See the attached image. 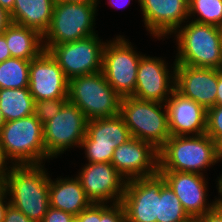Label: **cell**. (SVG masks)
<instances>
[{"label": "cell", "mask_w": 222, "mask_h": 222, "mask_svg": "<svg viewBox=\"0 0 222 222\" xmlns=\"http://www.w3.org/2000/svg\"><path fill=\"white\" fill-rule=\"evenodd\" d=\"M165 183L159 171L151 176L127 180L121 201L126 222H156L160 190Z\"/></svg>", "instance_id": "7c38bea8"}, {"label": "cell", "mask_w": 222, "mask_h": 222, "mask_svg": "<svg viewBox=\"0 0 222 222\" xmlns=\"http://www.w3.org/2000/svg\"><path fill=\"white\" fill-rule=\"evenodd\" d=\"M12 58L4 34H0V63Z\"/></svg>", "instance_id": "d590c367"}, {"label": "cell", "mask_w": 222, "mask_h": 222, "mask_svg": "<svg viewBox=\"0 0 222 222\" xmlns=\"http://www.w3.org/2000/svg\"><path fill=\"white\" fill-rule=\"evenodd\" d=\"M68 87L69 79L48 51L30 61L28 88L34 101L68 99Z\"/></svg>", "instance_id": "9a60e30c"}, {"label": "cell", "mask_w": 222, "mask_h": 222, "mask_svg": "<svg viewBox=\"0 0 222 222\" xmlns=\"http://www.w3.org/2000/svg\"><path fill=\"white\" fill-rule=\"evenodd\" d=\"M15 0H0V6L7 12L11 13L14 7Z\"/></svg>", "instance_id": "7bdbcfd3"}, {"label": "cell", "mask_w": 222, "mask_h": 222, "mask_svg": "<svg viewBox=\"0 0 222 222\" xmlns=\"http://www.w3.org/2000/svg\"><path fill=\"white\" fill-rule=\"evenodd\" d=\"M111 164L126 180L151 176L158 172V150L131 137L114 150Z\"/></svg>", "instance_id": "ac0fdd59"}, {"label": "cell", "mask_w": 222, "mask_h": 222, "mask_svg": "<svg viewBox=\"0 0 222 222\" xmlns=\"http://www.w3.org/2000/svg\"><path fill=\"white\" fill-rule=\"evenodd\" d=\"M177 53L176 64L197 68H222V28L186 21L174 33Z\"/></svg>", "instance_id": "7a4b0ae2"}, {"label": "cell", "mask_w": 222, "mask_h": 222, "mask_svg": "<svg viewBox=\"0 0 222 222\" xmlns=\"http://www.w3.org/2000/svg\"><path fill=\"white\" fill-rule=\"evenodd\" d=\"M85 114L67 101L56 116L43 124L46 160L57 158L69 148L80 147L87 130Z\"/></svg>", "instance_id": "9c48e42d"}, {"label": "cell", "mask_w": 222, "mask_h": 222, "mask_svg": "<svg viewBox=\"0 0 222 222\" xmlns=\"http://www.w3.org/2000/svg\"><path fill=\"white\" fill-rule=\"evenodd\" d=\"M159 172L178 197L189 217L197 219L216 207L215 200L208 202V193H206L209 191L208 182L204 175L181 171Z\"/></svg>", "instance_id": "e0dca14e"}, {"label": "cell", "mask_w": 222, "mask_h": 222, "mask_svg": "<svg viewBox=\"0 0 222 222\" xmlns=\"http://www.w3.org/2000/svg\"><path fill=\"white\" fill-rule=\"evenodd\" d=\"M120 115L131 137L150 143L158 151L171 136L165 103L144 101L132 96L122 97Z\"/></svg>", "instance_id": "5b68a950"}, {"label": "cell", "mask_w": 222, "mask_h": 222, "mask_svg": "<svg viewBox=\"0 0 222 222\" xmlns=\"http://www.w3.org/2000/svg\"><path fill=\"white\" fill-rule=\"evenodd\" d=\"M168 127L171 136L206 133L207 110L174 90L166 101Z\"/></svg>", "instance_id": "ffe728a7"}, {"label": "cell", "mask_w": 222, "mask_h": 222, "mask_svg": "<svg viewBox=\"0 0 222 222\" xmlns=\"http://www.w3.org/2000/svg\"><path fill=\"white\" fill-rule=\"evenodd\" d=\"M131 138L123 117L89 120L80 148L89 163H111L114 150Z\"/></svg>", "instance_id": "8fae6325"}, {"label": "cell", "mask_w": 222, "mask_h": 222, "mask_svg": "<svg viewBox=\"0 0 222 222\" xmlns=\"http://www.w3.org/2000/svg\"><path fill=\"white\" fill-rule=\"evenodd\" d=\"M44 165H10L6 176L10 204L34 222H41L50 207V174Z\"/></svg>", "instance_id": "6da1fadb"}, {"label": "cell", "mask_w": 222, "mask_h": 222, "mask_svg": "<svg viewBox=\"0 0 222 222\" xmlns=\"http://www.w3.org/2000/svg\"><path fill=\"white\" fill-rule=\"evenodd\" d=\"M215 155L219 162L222 161V135L214 140Z\"/></svg>", "instance_id": "ab89813d"}, {"label": "cell", "mask_w": 222, "mask_h": 222, "mask_svg": "<svg viewBox=\"0 0 222 222\" xmlns=\"http://www.w3.org/2000/svg\"><path fill=\"white\" fill-rule=\"evenodd\" d=\"M206 134L213 141L222 135V105H215L207 110Z\"/></svg>", "instance_id": "f1b7e54d"}, {"label": "cell", "mask_w": 222, "mask_h": 222, "mask_svg": "<svg viewBox=\"0 0 222 222\" xmlns=\"http://www.w3.org/2000/svg\"><path fill=\"white\" fill-rule=\"evenodd\" d=\"M189 218L174 191L165 183L160 190L156 222H183Z\"/></svg>", "instance_id": "484cf974"}, {"label": "cell", "mask_w": 222, "mask_h": 222, "mask_svg": "<svg viewBox=\"0 0 222 222\" xmlns=\"http://www.w3.org/2000/svg\"><path fill=\"white\" fill-rule=\"evenodd\" d=\"M218 69L176 64L175 90L208 110L216 105Z\"/></svg>", "instance_id": "d6986e66"}, {"label": "cell", "mask_w": 222, "mask_h": 222, "mask_svg": "<svg viewBox=\"0 0 222 222\" xmlns=\"http://www.w3.org/2000/svg\"><path fill=\"white\" fill-rule=\"evenodd\" d=\"M183 222H197L195 218H189L188 220H185Z\"/></svg>", "instance_id": "7dc6e473"}, {"label": "cell", "mask_w": 222, "mask_h": 222, "mask_svg": "<svg viewBox=\"0 0 222 222\" xmlns=\"http://www.w3.org/2000/svg\"><path fill=\"white\" fill-rule=\"evenodd\" d=\"M129 39L121 35L106 42L103 50L102 73L107 83L121 96H131L136 86L141 52H136Z\"/></svg>", "instance_id": "ba28073f"}, {"label": "cell", "mask_w": 222, "mask_h": 222, "mask_svg": "<svg viewBox=\"0 0 222 222\" xmlns=\"http://www.w3.org/2000/svg\"><path fill=\"white\" fill-rule=\"evenodd\" d=\"M216 105H222V69H218Z\"/></svg>", "instance_id": "74e56055"}, {"label": "cell", "mask_w": 222, "mask_h": 222, "mask_svg": "<svg viewBox=\"0 0 222 222\" xmlns=\"http://www.w3.org/2000/svg\"><path fill=\"white\" fill-rule=\"evenodd\" d=\"M167 65L169 64L161 57L143 54L137 70L135 90L131 96L144 101L166 103L175 90L176 62H173L172 67Z\"/></svg>", "instance_id": "4fadbf2b"}, {"label": "cell", "mask_w": 222, "mask_h": 222, "mask_svg": "<svg viewBox=\"0 0 222 222\" xmlns=\"http://www.w3.org/2000/svg\"><path fill=\"white\" fill-rule=\"evenodd\" d=\"M49 203L50 207L70 213L73 216H77L92 204L76 177H60L54 181L50 178Z\"/></svg>", "instance_id": "44dd1931"}, {"label": "cell", "mask_w": 222, "mask_h": 222, "mask_svg": "<svg viewBox=\"0 0 222 222\" xmlns=\"http://www.w3.org/2000/svg\"><path fill=\"white\" fill-rule=\"evenodd\" d=\"M4 222H34L31 221L25 214L9 204L5 213Z\"/></svg>", "instance_id": "d6a6232c"}, {"label": "cell", "mask_w": 222, "mask_h": 222, "mask_svg": "<svg viewBox=\"0 0 222 222\" xmlns=\"http://www.w3.org/2000/svg\"><path fill=\"white\" fill-rule=\"evenodd\" d=\"M121 98L102 71L69 80L68 101L76 105L88 121L120 114Z\"/></svg>", "instance_id": "52a82bcc"}, {"label": "cell", "mask_w": 222, "mask_h": 222, "mask_svg": "<svg viewBox=\"0 0 222 222\" xmlns=\"http://www.w3.org/2000/svg\"><path fill=\"white\" fill-rule=\"evenodd\" d=\"M131 1V0H130ZM130 1L129 0H109L108 1V4L110 6H112L113 8H124L125 6L128 5V3L130 4ZM138 3H139V0H138ZM121 4V5H120Z\"/></svg>", "instance_id": "60d3db41"}, {"label": "cell", "mask_w": 222, "mask_h": 222, "mask_svg": "<svg viewBox=\"0 0 222 222\" xmlns=\"http://www.w3.org/2000/svg\"><path fill=\"white\" fill-rule=\"evenodd\" d=\"M99 3L55 2L50 25L43 35L44 49L96 34L95 17Z\"/></svg>", "instance_id": "8992f818"}, {"label": "cell", "mask_w": 222, "mask_h": 222, "mask_svg": "<svg viewBox=\"0 0 222 222\" xmlns=\"http://www.w3.org/2000/svg\"><path fill=\"white\" fill-rule=\"evenodd\" d=\"M105 44L98 34H94L78 41L53 45L47 51L70 80L102 71Z\"/></svg>", "instance_id": "30bf717a"}, {"label": "cell", "mask_w": 222, "mask_h": 222, "mask_svg": "<svg viewBox=\"0 0 222 222\" xmlns=\"http://www.w3.org/2000/svg\"><path fill=\"white\" fill-rule=\"evenodd\" d=\"M99 222H126V214L122 203H100Z\"/></svg>", "instance_id": "f546056e"}, {"label": "cell", "mask_w": 222, "mask_h": 222, "mask_svg": "<svg viewBox=\"0 0 222 222\" xmlns=\"http://www.w3.org/2000/svg\"><path fill=\"white\" fill-rule=\"evenodd\" d=\"M54 4L55 0H15L11 22L32 28L43 36L50 25Z\"/></svg>", "instance_id": "7402d4cb"}, {"label": "cell", "mask_w": 222, "mask_h": 222, "mask_svg": "<svg viewBox=\"0 0 222 222\" xmlns=\"http://www.w3.org/2000/svg\"><path fill=\"white\" fill-rule=\"evenodd\" d=\"M219 161L214 141L205 133L170 136L158 151V171H181L203 174Z\"/></svg>", "instance_id": "277c9868"}, {"label": "cell", "mask_w": 222, "mask_h": 222, "mask_svg": "<svg viewBox=\"0 0 222 222\" xmlns=\"http://www.w3.org/2000/svg\"><path fill=\"white\" fill-rule=\"evenodd\" d=\"M0 110L6 122L34 114V99L29 88L0 89Z\"/></svg>", "instance_id": "cb8c5ba5"}, {"label": "cell", "mask_w": 222, "mask_h": 222, "mask_svg": "<svg viewBox=\"0 0 222 222\" xmlns=\"http://www.w3.org/2000/svg\"><path fill=\"white\" fill-rule=\"evenodd\" d=\"M188 17L198 23L222 28V0H192L188 3Z\"/></svg>", "instance_id": "4316f807"}, {"label": "cell", "mask_w": 222, "mask_h": 222, "mask_svg": "<svg viewBox=\"0 0 222 222\" xmlns=\"http://www.w3.org/2000/svg\"><path fill=\"white\" fill-rule=\"evenodd\" d=\"M218 179H216L217 181V191H218V194L220 196H218L217 198L214 197L215 199V203H216V207H219V208H222V174L220 175V177H217Z\"/></svg>", "instance_id": "f35d334b"}, {"label": "cell", "mask_w": 222, "mask_h": 222, "mask_svg": "<svg viewBox=\"0 0 222 222\" xmlns=\"http://www.w3.org/2000/svg\"><path fill=\"white\" fill-rule=\"evenodd\" d=\"M6 123L4 117H3V114H2V111L0 110V130H1V127Z\"/></svg>", "instance_id": "bcb514c9"}, {"label": "cell", "mask_w": 222, "mask_h": 222, "mask_svg": "<svg viewBox=\"0 0 222 222\" xmlns=\"http://www.w3.org/2000/svg\"><path fill=\"white\" fill-rule=\"evenodd\" d=\"M11 23L10 13L0 6V34H3Z\"/></svg>", "instance_id": "e575fe53"}, {"label": "cell", "mask_w": 222, "mask_h": 222, "mask_svg": "<svg viewBox=\"0 0 222 222\" xmlns=\"http://www.w3.org/2000/svg\"><path fill=\"white\" fill-rule=\"evenodd\" d=\"M75 217L70 213L49 207L41 222H72Z\"/></svg>", "instance_id": "4dcf8cb0"}, {"label": "cell", "mask_w": 222, "mask_h": 222, "mask_svg": "<svg viewBox=\"0 0 222 222\" xmlns=\"http://www.w3.org/2000/svg\"><path fill=\"white\" fill-rule=\"evenodd\" d=\"M3 34L12 58L32 60L45 50L43 36L32 28L11 23Z\"/></svg>", "instance_id": "603a6c76"}, {"label": "cell", "mask_w": 222, "mask_h": 222, "mask_svg": "<svg viewBox=\"0 0 222 222\" xmlns=\"http://www.w3.org/2000/svg\"><path fill=\"white\" fill-rule=\"evenodd\" d=\"M68 99L34 101V114L42 124L54 118Z\"/></svg>", "instance_id": "83f0119b"}, {"label": "cell", "mask_w": 222, "mask_h": 222, "mask_svg": "<svg viewBox=\"0 0 222 222\" xmlns=\"http://www.w3.org/2000/svg\"><path fill=\"white\" fill-rule=\"evenodd\" d=\"M43 131V124L35 114L7 121L0 130V146L8 163L10 165L45 164L46 149Z\"/></svg>", "instance_id": "3957f363"}, {"label": "cell", "mask_w": 222, "mask_h": 222, "mask_svg": "<svg viewBox=\"0 0 222 222\" xmlns=\"http://www.w3.org/2000/svg\"><path fill=\"white\" fill-rule=\"evenodd\" d=\"M139 4L144 27L158 40L173 36L189 19L186 0H139Z\"/></svg>", "instance_id": "2e32d148"}, {"label": "cell", "mask_w": 222, "mask_h": 222, "mask_svg": "<svg viewBox=\"0 0 222 222\" xmlns=\"http://www.w3.org/2000/svg\"><path fill=\"white\" fill-rule=\"evenodd\" d=\"M7 162L8 161L5 159L2 149H1V146H0V171H8L10 166H8L9 163H7Z\"/></svg>", "instance_id": "ee69618b"}, {"label": "cell", "mask_w": 222, "mask_h": 222, "mask_svg": "<svg viewBox=\"0 0 222 222\" xmlns=\"http://www.w3.org/2000/svg\"><path fill=\"white\" fill-rule=\"evenodd\" d=\"M8 171H0V200H8L6 193V176Z\"/></svg>", "instance_id": "8d00e7d4"}, {"label": "cell", "mask_w": 222, "mask_h": 222, "mask_svg": "<svg viewBox=\"0 0 222 222\" xmlns=\"http://www.w3.org/2000/svg\"><path fill=\"white\" fill-rule=\"evenodd\" d=\"M55 2H92V3H99V0H55Z\"/></svg>", "instance_id": "f6af8a7d"}, {"label": "cell", "mask_w": 222, "mask_h": 222, "mask_svg": "<svg viewBox=\"0 0 222 222\" xmlns=\"http://www.w3.org/2000/svg\"><path fill=\"white\" fill-rule=\"evenodd\" d=\"M72 222H80V221L75 217Z\"/></svg>", "instance_id": "c3c4849f"}, {"label": "cell", "mask_w": 222, "mask_h": 222, "mask_svg": "<svg viewBox=\"0 0 222 222\" xmlns=\"http://www.w3.org/2000/svg\"><path fill=\"white\" fill-rule=\"evenodd\" d=\"M75 176L92 203H119L127 180L111 163H86Z\"/></svg>", "instance_id": "5bb4252c"}, {"label": "cell", "mask_w": 222, "mask_h": 222, "mask_svg": "<svg viewBox=\"0 0 222 222\" xmlns=\"http://www.w3.org/2000/svg\"><path fill=\"white\" fill-rule=\"evenodd\" d=\"M31 60L9 58L0 63V89L29 87Z\"/></svg>", "instance_id": "d4e9b609"}, {"label": "cell", "mask_w": 222, "mask_h": 222, "mask_svg": "<svg viewBox=\"0 0 222 222\" xmlns=\"http://www.w3.org/2000/svg\"><path fill=\"white\" fill-rule=\"evenodd\" d=\"M9 204V200H0V222H4L5 213Z\"/></svg>", "instance_id": "b9f144b4"}, {"label": "cell", "mask_w": 222, "mask_h": 222, "mask_svg": "<svg viewBox=\"0 0 222 222\" xmlns=\"http://www.w3.org/2000/svg\"><path fill=\"white\" fill-rule=\"evenodd\" d=\"M197 222H222V208L215 207L196 219Z\"/></svg>", "instance_id": "836d02e7"}, {"label": "cell", "mask_w": 222, "mask_h": 222, "mask_svg": "<svg viewBox=\"0 0 222 222\" xmlns=\"http://www.w3.org/2000/svg\"><path fill=\"white\" fill-rule=\"evenodd\" d=\"M76 218L80 222H99L100 221V203H92L89 207L81 211Z\"/></svg>", "instance_id": "1f68e13d"}]
</instances>
